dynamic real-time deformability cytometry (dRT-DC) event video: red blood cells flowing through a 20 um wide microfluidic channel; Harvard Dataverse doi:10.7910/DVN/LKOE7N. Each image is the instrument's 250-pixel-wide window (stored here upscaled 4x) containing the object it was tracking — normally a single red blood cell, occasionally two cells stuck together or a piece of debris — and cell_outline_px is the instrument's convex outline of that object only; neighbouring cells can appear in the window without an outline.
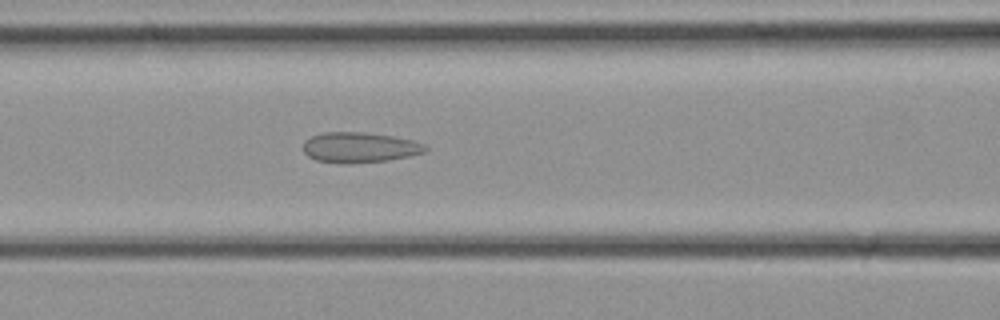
{"species": "common noctule bat (a hibernating species)", "species_latin": "Nyctalus noctula", "temperature_condition": "cold", "stored_images_in_passage": 32, "camera_frame_rate_fps": 3000, "um_per_image_px": 0.085, "animal": {"sex": "female", "body_mass_g": 21.9}, "frame": {"image": 1, "passage_image": 13, "time_ms": 4.0, "image_size_px": [1000, 320], "cell_outline_px": [[428, 148], [424, 152], [408, 156], [388, 160], [348, 164], [340, 164], [316, 160], [308, 156], [304, 152], [304, 140], [312, 136], [324, 132], [364, 132], [392, 136], [412, 140], [424, 144]], "centroid_in_image_um": [30.54, 12.54], "position_along_channel_um": 136.1, "area_um2": 21.62}}
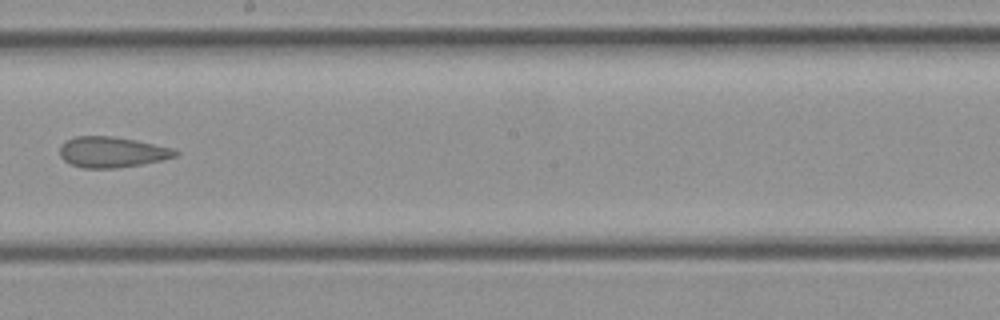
{"frame": {"image": 2, "passage_image": 18, "time_ms": 5.667, "image_size_px": [1000, 320], "cell_outline_px": [[180, 152], [176, 156], [164, 160], [116, 168], [84, 168], [68, 164], [60, 156], [60, 144], [76, 136], [112, 136], [136, 140], [172, 148]], "centroid_in_image_um": [9.51, 12.93], "position_along_channel_um": 238.7, "area_um2": 20.69}}
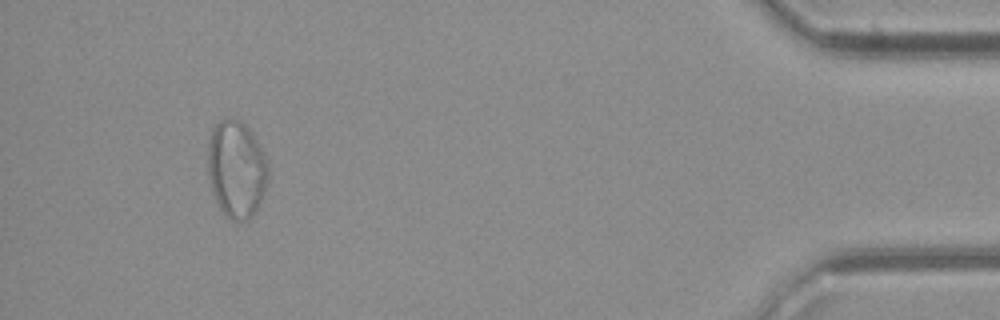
{"frame": {"image": 3, "passage_image": 30, "time_ms": 9.667, "image_size_px": [1000, 320], "cell_outline_px": [[268, 180], [264, 192], [256, 212], [248, 220], [228, 220], [220, 208], [216, 200], [212, 188], [208, 172], [208, 144], [212, 128], [220, 120], [228, 116], [236, 116], [256, 136], [268, 160]], "centroid_in_image_um": [20.12, 14.34], "position_along_channel_um": 415.1, "area_um2": 34.74}}